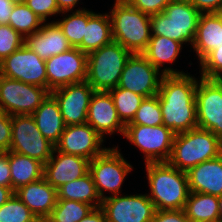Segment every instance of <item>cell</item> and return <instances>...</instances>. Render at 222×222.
I'll list each match as a JSON object with an SVG mask.
<instances>
[{"label": "cell", "instance_id": "41", "mask_svg": "<svg viewBox=\"0 0 222 222\" xmlns=\"http://www.w3.org/2000/svg\"><path fill=\"white\" fill-rule=\"evenodd\" d=\"M151 222H190L184 209L156 210Z\"/></svg>", "mask_w": 222, "mask_h": 222}, {"label": "cell", "instance_id": "8", "mask_svg": "<svg viewBox=\"0 0 222 222\" xmlns=\"http://www.w3.org/2000/svg\"><path fill=\"white\" fill-rule=\"evenodd\" d=\"M123 136L143 153L144 163H158L169 159L175 133L163 124L126 125Z\"/></svg>", "mask_w": 222, "mask_h": 222}, {"label": "cell", "instance_id": "14", "mask_svg": "<svg viewBox=\"0 0 222 222\" xmlns=\"http://www.w3.org/2000/svg\"><path fill=\"white\" fill-rule=\"evenodd\" d=\"M106 222H151L156 208L147 193L108 196L102 200Z\"/></svg>", "mask_w": 222, "mask_h": 222}, {"label": "cell", "instance_id": "11", "mask_svg": "<svg viewBox=\"0 0 222 222\" xmlns=\"http://www.w3.org/2000/svg\"><path fill=\"white\" fill-rule=\"evenodd\" d=\"M195 100L197 127L222 140V80L198 78Z\"/></svg>", "mask_w": 222, "mask_h": 222}, {"label": "cell", "instance_id": "2", "mask_svg": "<svg viewBox=\"0 0 222 222\" xmlns=\"http://www.w3.org/2000/svg\"><path fill=\"white\" fill-rule=\"evenodd\" d=\"M150 193L148 197L156 210L184 209L188 195V177L185 171L167 162L145 163Z\"/></svg>", "mask_w": 222, "mask_h": 222}, {"label": "cell", "instance_id": "16", "mask_svg": "<svg viewBox=\"0 0 222 222\" xmlns=\"http://www.w3.org/2000/svg\"><path fill=\"white\" fill-rule=\"evenodd\" d=\"M104 142L106 141L88 123L67 125L55 149L91 161L109 148L103 145Z\"/></svg>", "mask_w": 222, "mask_h": 222}, {"label": "cell", "instance_id": "27", "mask_svg": "<svg viewBox=\"0 0 222 222\" xmlns=\"http://www.w3.org/2000/svg\"><path fill=\"white\" fill-rule=\"evenodd\" d=\"M8 161L11 172V188L14 191L43 177L44 165L38 160L8 151Z\"/></svg>", "mask_w": 222, "mask_h": 222}, {"label": "cell", "instance_id": "24", "mask_svg": "<svg viewBox=\"0 0 222 222\" xmlns=\"http://www.w3.org/2000/svg\"><path fill=\"white\" fill-rule=\"evenodd\" d=\"M222 44V12L201 13L191 48L200 62L209 52Z\"/></svg>", "mask_w": 222, "mask_h": 222}, {"label": "cell", "instance_id": "35", "mask_svg": "<svg viewBox=\"0 0 222 222\" xmlns=\"http://www.w3.org/2000/svg\"><path fill=\"white\" fill-rule=\"evenodd\" d=\"M0 222H39V220L30 209L14 195L0 207Z\"/></svg>", "mask_w": 222, "mask_h": 222}, {"label": "cell", "instance_id": "28", "mask_svg": "<svg viewBox=\"0 0 222 222\" xmlns=\"http://www.w3.org/2000/svg\"><path fill=\"white\" fill-rule=\"evenodd\" d=\"M184 211L190 222H220L219 197L189 192Z\"/></svg>", "mask_w": 222, "mask_h": 222}, {"label": "cell", "instance_id": "15", "mask_svg": "<svg viewBox=\"0 0 222 222\" xmlns=\"http://www.w3.org/2000/svg\"><path fill=\"white\" fill-rule=\"evenodd\" d=\"M163 75L141 53H134L127 59L117 87L152 97L158 94Z\"/></svg>", "mask_w": 222, "mask_h": 222}, {"label": "cell", "instance_id": "12", "mask_svg": "<svg viewBox=\"0 0 222 222\" xmlns=\"http://www.w3.org/2000/svg\"><path fill=\"white\" fill-rule=\"evenodd\" d=\"M0 75L48 90L45 60L25 44L0 62Z\"/></svg>", "mask_w": 222, "mask_h": 222}, {"label": "cell", "instance_id": "45", "mask_svg": "<svg viewBox=\"0 0 222 222\" xmlns=\"http://www.w3.org/2000/svg\"><path fill=\"white\" fill-rule=\"evenodd\" d=\"M79 222H106L104 211L101 207L93 208Z\"/></svg>", "mask_w": 222, "mask_h": 222}, {"label": "cell", "instance_id": "36", "mask_svg": "<svg viewBox=\"0 0 222 222\" xmlns=\"http://www.w3.org/2000/svg\"><path fill=\"white\" fill-rule=\"evenodd\" d=\"M23 38L8 24H0V62L24 45Z\"/></svg>", "mask_w": 222, "mask_h": 222}, {"label": "cell", "instance_id": "20", "mask_svg": "<svg viewBox=\"0 0 222 222\" xmlns=\"http://www.w3.org/2000/svg\"><path fill=\"white\" fill-rule=\"evenodd\" d=\"M24 44L44 60L72 48L67 37L54 20L43 22L40 30L25 38Z\"/></svg>", "mask_w": 222, "mask_h": 222}, {"label": "cell", "instance_id": "21", "mask_svg": "<svg viewBox=\"0 0 222 222\" xmlns=\"http://www.w3.org/2000/svg\"><path fill=\"white\" fill-rule=\"evenodd\" d=\"M14 195L30 209L38 220H45L57 202V190L44 177L18 188L14 191Z\"/></svg>", "mask_w": 222, "mask_h": 222}, {"label": "cell", "instance_id": "40", "mask_svg": "<svg viewBox=\"0 0 222 222\" xmlns=\"http://www.w3.org/2000/svg\"><path fill=\"white\" fill-rule=\"evenodd\" d=\"M11 115L0 108V152H8L11 144Z\"/></svg>", "mask_w": 222, "mask_h": 222}, {"label": "cell", "instance_id": "38", "mask_svg": "<svg viewBox=\"0 0 222 222\" xmlns=\"http://www.w3.org/2000/svg\"><path fill=\"white\" fill-rule=\"evenodd\" d=\"M25 4L42 22H48V17L61 14L56 0H27Z\"/></svg>", "mask_w": 222, "mask_h": 222}, {"label": "cell", "instance_id": "22", "mask_svg": "<svg viewBox=\"0 0 222 222\" xmlns=\"http://www.w3.org/2000/svg\"><path fill=\"white\" fill-rule=\"evenodd\" d=\"M186 173L190 192L222 196V154L190 168Z\"/></svg>", "mask_w": 222, "mask_h": 222}, {"label": "cell", "instance_id": "37", "mask_svg": "<svg viewBox=\"0 0 222 222\" xmlns=\"http://www.w3.org/2000/svg\"><path fill=\"white\" fill-rule=\"evenodd\" d=\"M198 64L200 77L222 79V44L209 52Z\"/></svg>", "mask_w": 222, "mask_h": 222}, {"label": "cell", "instance_id": "33", "mask_svg": "<svg viewBox=\"0 0 222 222\" xmlns=\"http://www.w3.org/2000/svg\"><path fill=\"white\" fill-rule=\"evenodd\" d=\"M43 22L26 4H14L9 24L23 38L40 30Z\"/></svg>", "mask_w": 222, "mask_h": 222}, {"label": "cell", "instance_id": "42", "mask_svg": "<svg viewBox=\"0 0 222 222\" xmlns=\"http://www.w3.org/2000/svg\"><path fill=\"white\" fill-rule=\"evenodd\" d=\"M200 13H221L222 0H188Z\"/></svg>", "mask_w": 222, "mask_h": 222}, {"label": "cell", "instance_id": "19", "mask_svg": "<svg viewBox=\"0 0 222 222\" xmlns=\"http://www.w3.org/2000/svg\"><path fill=\"white\" fill-rule=\"evenodd\" d=\"M57 154V155H56ZM90 160L80 156L53 150L52 156L44 164L43 177L56 190L89 172Z\"/></svg>", "mask_w": 222, "mask_h": 222}, {"label": "cell", "instance_id": "5", "mask_svg": "<svg viewBox=\"0 0 222 222\" xmlns=\"http://www.w3.org/2000/svg\"><path fill=\"white\" fill-rule=\"evenodd\" d=\"M200 15L188 0H171L163 12L151 15V35L192 46Z\"/></svg>", "mask_w": 222, "mask_h": 222}, {"label": "cell", "instance_id": "30", "mask_svg": "<svg viewBox=\"0 0 222 222\" xmlns=\"http://www.w3.org/2000/svg\"><path fill=\"white\" fill-rule=\"evenodd\" d=\"M61 14H63V18L55 22L61 28L72 47H78L82 43L86 24L89 20V10L80 7L73 11L62 12Z\"/></svg>", "mask_w": 222, "mask_h": 222}, {"label": "cell", "instance_id": "39", "mask_svg": "<svg viewBox=\"0 0 222 222\" xmlns=\"http://www.w3.org/2000/svg\"><path fill=\"white\" fill-rule=\"evenodd\" d=\"M131 7L148 15L163 12L171 0H125Z\"/></svg>", "mask_w": 222, "mask_h": 222}, {"label": "cell", "instance_id": "13", "mask_svg": "<svg viewBox=\"0 0 222 222\" xmlns=\"http://www.w3.org/2000/svg\"><path fill=\"white\" fill-rule=\"evenodd\" d=\"M48 91L86 81L87 53L77 47L45 60Z\"/></svg>", "mask_w": 222, "mask_h": 222}, {"label": "cell", "instance_id": "32", "mask_svg": "<svg viewBox=\"0 0 222 222\" xmlns=\"http://www.w3.org/2000/svg\"><path fill=\"white\" fill-rule=\"evenodd\" d=\"M94 207L73 200H57L56 206L45 219L47 222H79Z\"/></svg>", "mask_w": 222, "mask_h": 222}, {"label": "cell", "instance_id": "29", "mask_svg": "<svg viewBox=\"0 0 222 222\" xmlns=\"http://www.w3.org/2000/svg\"><path fill=\"white\" fill-rule=\"evenodd\" d=\"M57 200H73L90 204L94 208L101 207L93 177L88 172L83 177L64 184L57 189Z\"/></svg>", "mask_w": 222, "mask_h": 222}, {"label": "cell", "instance_id": "43", "mask_svg": "<svg viewBox=\"0 0 222 222\" xmlns=\"http://www.w3.org/2000/svg\"><path fill=\"white\" fill-rule=\"evenodd\" d=\"M0 186L11 188V172L8 161V152H0Z\"/></svg>", "mask_w": 222, "mask_h": 222}, {"label": "cell", "instance_id": "18", "mask_svg": "<svg viewBox=\"0 0 222 222\" xmlns=\"http://www.w3.org/2000/svg\"><path fill=\"white\" fill-rule=\"evenodd\" d=\"M104 140L115 132L124 135L125 125L121 122L109 91H95L88 107L87 121Z\"/></svg>", "mask_w": 222, "mask_h": 222}, {"label": "cell", "instance_id": "26", "mask_svg": "<svg viewBox=\"0 0 222 222\" xmlns=\"http://www.w3.org/2000/svg\"><path fill=\"white\" fill-rule=\"evenodd\" d=\"M113 41L112 25L109 13H96L89 10L82 43L77 47L84 53H90Z\"/></svg>", "mask_w": 222, "mask_h": 222}, {"label": "cell", "instance_id": "10", "mask_svg": "<svg viewBox=\"0 0 222 222\" xmlns=\"http://www.w3.org/2000/svg\"><path fill=\"white\" fill-rule=\"evenodd\" d=\"M49 94L46 88L0 75V108L11 116L32 115Z\"/></svg>", "mask_w": 222, "mask_h": 222}, {"label": "cell", "instance_id": "34", "mask_svg": "<svg viewBox=\"0 0 222 222\" xmlns=\"http://www.w3.org/2000/svg\"><path fill=\"white\" fill-rule=\"evenodd\" d=\"M163 124L158 96L144 98L132 122L127 125L159 126Z\"/></svg>", "mask_w": 222, "mask_h": 222}, {"label": "cell", "instance_id": "31", "mask_svg": "<svg viewBox=\"0 0 222 222\" xmlns=\"http://www.w3.org/2000/svg\"><path fill=\"white\" fill-rule=\"evenodd\" d=\"M109 92L113 98L118 116L121 122L126 126L132 122L145 97L128 89L119 87L110 89Z\"/></svg>", "mask_w": 222, "mask_h": 222}, {"label": "cell", "instance_id": "9", "mask_svg": "<svg viewBox=\"0 0 222 222\" xmlns=\"http://www.w3.org/2000/svg\"><path fill=\"white\" fill-rule=\"evenodd\" d=\"M12 136L9 151L26 155L43 165L52 156L55 146L40 132L31 115L11 116Z\"/></svg>", "mask_w": 222, "mask_h": 222}, {"label": "cell", "instance_id": "4", "mask_svg": "<svg viewBox=\"0 0 222 222\" xmlns=\"http://www.w3.org/2000/svg\"><path fill=\"white\" fill-rule=\"evenodd\" d=\"M109 16L113 41L132 54L142 53L151 39V16L131 7L125 0H115Z\"/></svg>", "mask_w": 222, "mask_h": 222}, {"label": "cell", "instance_id": "44", "mask_svg": "<svg viewBox=\"0 0 222 222\" xmlns=\"http://www.w3.org/2000/svg\"><path fill=\"white\" fill-rule=\"evenodd\" d=\"M13 6L9 0H0V24H9Z\"/></svg>", "mask_w": 222, "mask_h": 222}, {"label": "cell", "instance_id": "3", "mask_svg": "<svg viewBox=\"0 0 222 222\" xmlns=\"http://www.w3.org/2000/svg\"><path fill=\"white\" fill-rule=\"evenodd\" d=\"M222 140L211 131L199 127L175 134L171 154L167 163L187 172L190 168L219 157Z\"/></svg>", "mask_w": 222, "mask_h": 222}, {"label": "cell", "instance_id": "23", "mask_svg": "<svg viewBox=\"0 0 222 222\" xmlns=\"http://www.w3.org/2000/svg\"><path fill=\"white\" fill-rule=\"evenodd\" d=\"M183 45L180 42L164 36L151 35L146 49L141 53L155 68L164 75L185 74L184 71L173 69L167 63H175L182 51ZM166 63V64H165ZM166 65V66H165ZM162 67H164L162 69Z\"/></svg>", "mask_w": 222, "mask_h": 222}, {"label": "cell", "instance_id": "7", "mask_svg": "<svg viewBox=\"0 0 222 222\" xmlns=\"http://www.w3.org/2000/svg\"><path fill=\"white\" fill-rule=\"evenodd\" d=\"M119 146L109 147L100 156L95 157L89 163V172L91 173L96 191L101 200L108 196H116L122 192V184L125 178L133 170V165L127 161L120 152Z\"/></svg>", "mask_w": 222, "mask_h": 222}, {"label": "cell", "instance_id": "49", "mask_svg": "<svg viewBox=\"0 0 222 222\" xmlns=\"http://www.w3.org/2000/svg\"><path fill=\"white\" fill-rule=\"evenodd\" d=\"M13 4H25L27 0H9Z\"/></svg>", "mask_w": 222, "mask_h": 222}, {"label": "cell", "instance_id": "6", "mask_svg": "<svg viewBox=\"0 0 222 222\" xmlns=\"http://www.w3.org/2000/svg\"><path fill=\"white\" fill-rule=\"evenodd\" d=\"M131 54L116 41L88 53L86 81L95 91H109L116 88Z\"/></svg>", "mask_w": 222, "mask_h": 222}, {"label": "cell", "instance_id": "25", "mask_svg": "<svg viewBox=\"0 0 222 222\" xmlns=\"http://www.w3.org/2000/svg\"><path fill=\"white\" fill-rule=\"evenodd\" d=\"M31 116L42 135L55 146L66 127L55 98L49 94Z\"/></svg>", "mask_w": 222, "mask_h": 222}, {"label": "cell", "instance_id": "46", "mask_svg": "<svg viewBox=\"0 0 222 222\" xmlns=\"http://www.w3.org/2000/svg\"><path fill=\"white\" fill-rule=\"evenodd\" d=\"M58 4L59 11L62 12H68L73 11L75 7L80 4V0H56Z\"/></svg>", "mask_w": 222, "mask_h": 222}, {"label": "cell", "instance_id": "1", "mask_svg": "<svg viewBox=\"0 0 222 222\" xmlns=\"http://www.w3.org/2000/svg\"><path fill=\"white\" fill-rule=\"evenodd\" d=\"M190 73L163 75L158 91L163 125L175 134L197 127L196 88Z\"/></svg>", "mask_w": 222, "mask_h": 222}, {"label": "cell", "instance_id": "48", "mask_svg": "<svg viewBox=\"0 0 222 222\" xmlns=\"http://www.w3.org/2000/svg\"><path fill=\"white\" fill-rule=\"evenodd\" d=\"M220 222H222V196L219 197Z\"/></svg>", "mask_w": 222, "mask_h": 222}, {"label": "cell", "instance_id": "17", "mask_svg": "<svg viewBox=\"0 0 222 222\" xmlns=\"http://www.w3.org/2000/svg\"><path fill=\"white\" fill-rule=\"evenodd\" d=\"M95 90L87 82L73 83L50 92L59 104L65 125L84 124L88 107Z\"/></svg>", "mask_w": 222, "mask_h": 222}, {"label": "cell", "instance_id": "47", "mask_svg": "<svg viewBox=\"0 0 222 222\" xmlns=\"http://www.w3.org/2000/svg\"><path fill=\"white\" fill-rule=\"evenodd\" d=\"M14 196V190L10 187L0 186V207Z\"/></svg>", "mask_w": 222, "mask_h": 222}]
</instances>
